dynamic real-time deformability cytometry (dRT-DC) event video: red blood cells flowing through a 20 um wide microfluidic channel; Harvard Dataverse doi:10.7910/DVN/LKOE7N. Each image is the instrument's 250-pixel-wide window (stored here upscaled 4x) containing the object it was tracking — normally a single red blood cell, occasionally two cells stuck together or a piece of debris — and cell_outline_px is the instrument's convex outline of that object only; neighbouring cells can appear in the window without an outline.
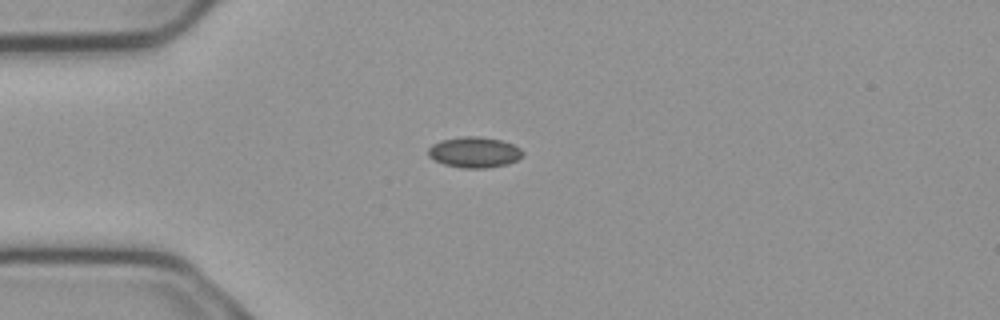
{"species": "common noctule bat (a hibernating species)", "species_latin": "Nyctalus noctula", "temperature_condition": "cold", "stored_images_in_passage": 3, "camera_frame_rate_fps": 3000, "um_per_image_px": 0.085, "animal": {"sex": "male", "body_mass_g": 23.1, "forearm_length_mm": 52.7}, "frame": {"image": 1, "passage_image": 1, "time_ms": 0.0, "image_size_px": [1000, 320], "cell_outline_px": [[524, 152], [516, 160], [508, 164], [484, 168], [460, 168], [444, 164], [432, 160], [428, 156], [428, 148], [432, 144], [440, 140], [464, 136], [480, 136], [500, 140], [512, 144], [520, 148]], "centroid_in_image_um": [40.27, 12.94], "position_along_channel_um": 44.7, "area_um2": 16.99}}
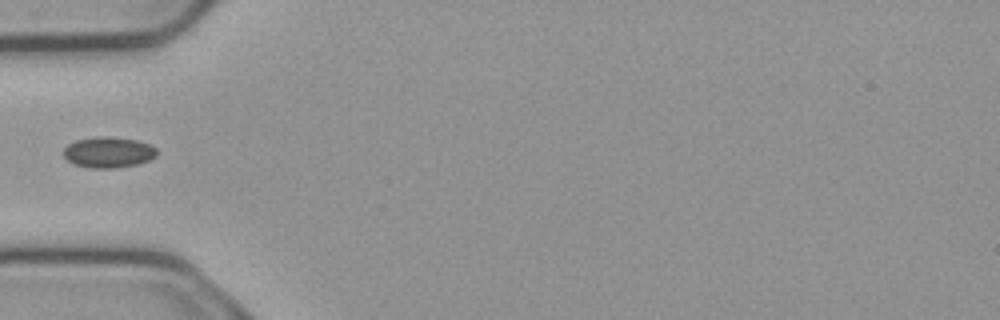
{"frame": {"image": 2, "passage_image": 2, "time_ms": 0.333, "image_size_px": [1000, 320], "cell_outline_px": [[156, 156], [148, 160], [136, 164], [112, 168], [92, 168], [76, 164], [68, 160], [64, 156], [64, 148], [68, 144], [76, 140], [96, 136], [108, 136], [136, 140], [148, 144], [156, 148]], "centroid_in_image_um": [9.2, 12.93], "position_along_channel_um": 75.8, "area_um2": 16.53}}
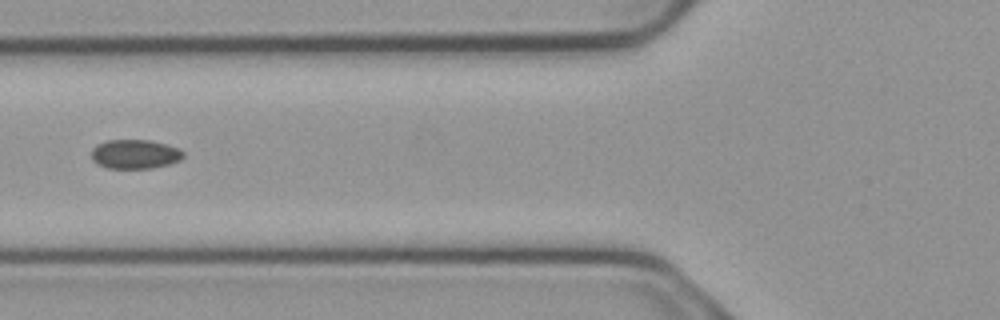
{"frame": {"image": 3, "passage_image": 3, "time_ms": 0.667, "image_size_px": [1000, 320], "cell_outline_px": [[184, 156], [180, 160], [168, 164], [152, 168], [108, 168], [96, 164], [92, 160], [92, 148], [96, 144], [108, 140], [148, 140], [180, 148], [184, 152]], "centroid_in_image_um": [11.45, 13.1], "position_along_channel_um": 114.3, "area_um2": 15.66}}